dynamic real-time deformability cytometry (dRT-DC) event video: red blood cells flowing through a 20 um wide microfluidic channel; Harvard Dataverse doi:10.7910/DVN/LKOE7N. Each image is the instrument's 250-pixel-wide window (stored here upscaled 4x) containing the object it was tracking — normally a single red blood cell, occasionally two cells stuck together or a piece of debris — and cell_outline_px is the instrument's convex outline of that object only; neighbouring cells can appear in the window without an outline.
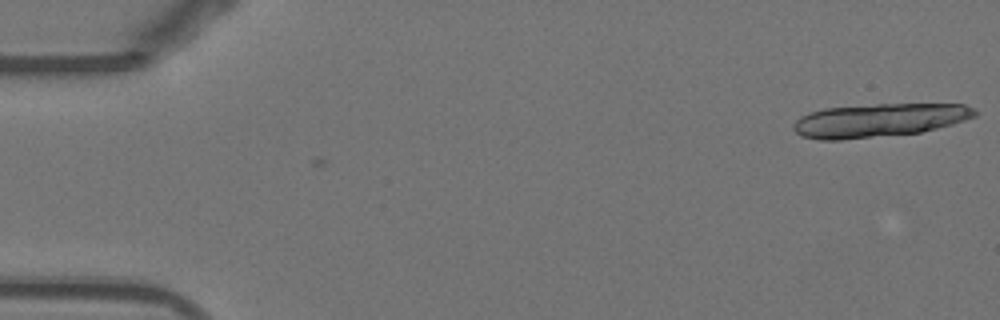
{"species": "Egyptian fruit bat (a non-hibernating species)", "species_latin": "Rousettus aegyptiacus", "temperature_condition": "warm", "stored_images_in_passage": 18, "camera_frame_rate_fps": 3000, "um_per_image_px": 0.085, "animal": {"sex": "female"}, "frame": {"image": 1, "passage_image": 1, "time_ms": 0.0, "image_size_px": [1000, 320], "cell_outline_px": [[976, 116], [952, 124], [920, 132], [840, 140], [820, 140], [800, 136], [792, 128], [792, 124], [800, 116], [824, 108], [876, 104], [964, 104], [972, 108], [976, 112]], "centroid_in_image_um": [74.66, 10.22], "position_along_channel_um": 10.3, "area_um2": 35.2}}